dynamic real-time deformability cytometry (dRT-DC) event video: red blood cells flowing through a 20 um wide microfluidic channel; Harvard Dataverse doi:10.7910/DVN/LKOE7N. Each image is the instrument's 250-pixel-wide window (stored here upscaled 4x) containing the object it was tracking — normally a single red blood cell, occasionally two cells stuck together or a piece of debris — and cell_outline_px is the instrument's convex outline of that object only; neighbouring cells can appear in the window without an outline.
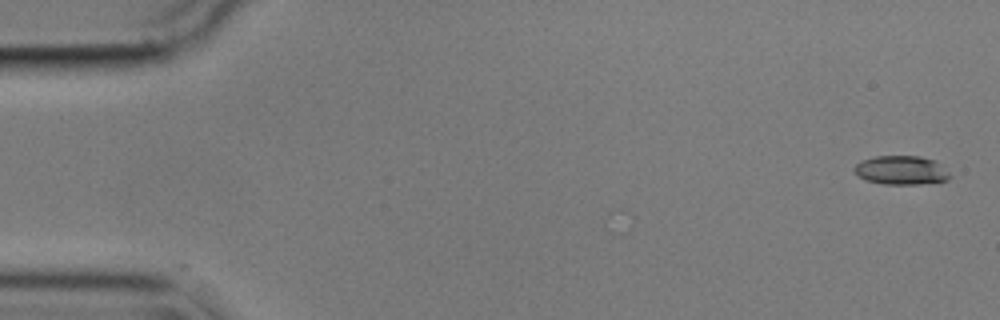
{"species": "common noctule bat (a hibernating species)", "species_latin": "Nyctalus noctula", "temperature_condition": "cold", "stored_images_in_passage": 55, "camera_frame_rate_fps": 3000, "um_per_image_px": 0.085, "animal": {"sex": "male", "body_mass_g": 17.9}, "frame": {"image": 1, "passage_image": 1, "time_ms": 0.0, "image_size_px": [1000, 320], "cell_outline_px": [[952, 176], [948, 180], [920, 184], [884, 184], [868, 180], [860, 176], [852, 168], [860, 160], [876, 156], [920, 156], [936, 160]], "centroid_in_image_um": [76.63, 14.46], "position_along_channel_um": 8.4, "area_um2": 16.07}}
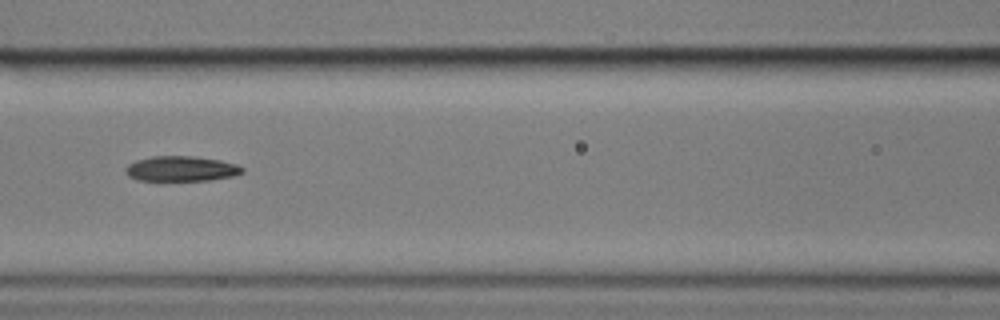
{"frame": {"image": 2, "passage_image": 24, "time_ms": 7.667, "image_size_px": [1000, 320], "cell_outline_px": [[244, 172], [232, 176], [208, 180], [136, 180], [128, 176], [124, 172], [124, 168], [128, 164], [136, 160], [152, 156], [196, 156], [220, 160], [236, 164], [244, 168]], "centroid_in_image_um": [15.37, 14.33], "position_along_channel_um": 151.2, "area_um2": 17.17}}
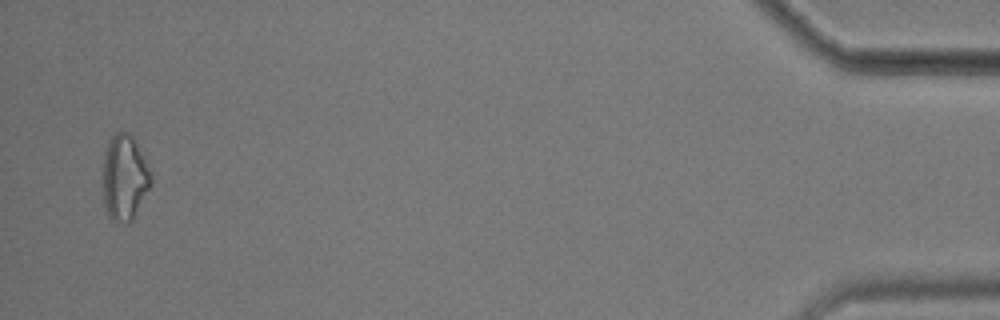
{"frame": {"image": 3, "passage_image": 54, "time_ms": 17.667, "image_size_px": [1000, 320], "cell_outline_px": [[152, 184], [132, 220], [128, 224], [124, 224], [112, 220], [108, 216], [104, 204], [104, 156], [108, 144], [112, 136], [116, 132], [128, 132], [132, 136], [144, 156], [152, 172]], "centroid_in_image_um": [10.62, 15.12], "position_along_channel_um": 424.6, "area_um2": 23.99}, "authors_computed_cell_mechanics": {"area_um2": 17.5712, "velocity_mm_per_s": 3.5754, "shape_relaxation_time_tau1_ms": 5.5447, "shape_relaxation_time_tau2_ms": 10.819, "deformation_change_tau1": 0.1383, "deformation_change_tau2": 0.2159}}